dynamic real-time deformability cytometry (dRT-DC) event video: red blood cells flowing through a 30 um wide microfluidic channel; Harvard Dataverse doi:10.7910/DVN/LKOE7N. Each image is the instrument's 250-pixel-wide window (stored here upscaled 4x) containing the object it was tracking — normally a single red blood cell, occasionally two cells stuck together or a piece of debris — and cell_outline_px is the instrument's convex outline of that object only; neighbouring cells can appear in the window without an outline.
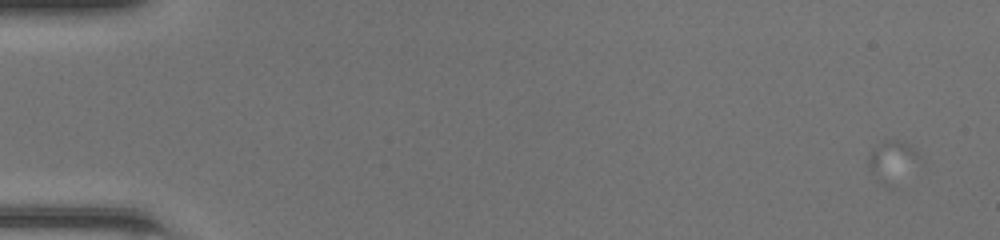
{"species": "common noctule bat (a hibernating species)", "species_latin": "Nyctalus noctula", "temperature_condition": "room temperature", "stored_images_in_passage": 2, "camera_frame_rate_fps": 3000, "um_per_image_px": 0.085, "animal": {"sex": "female", "body_mass_g": 20.0, "forearm_length_mm": 54.0}, "frame": {"image": 1, "passage_image": 1, "time_ms": 0.0, "image_size_px": [1000, 240], "cell_outline_px": [[920, 160], [896, 188], [888, 188], [876, 180], [868, 164], [868, 156], [872, 148], [884, 140], [900, 140], [908, 144], [920, 156]], "centroid_in_image_um": [75.84, 13.77], "position_along_channel_um": 9.2, "area_um2": 12.66}}